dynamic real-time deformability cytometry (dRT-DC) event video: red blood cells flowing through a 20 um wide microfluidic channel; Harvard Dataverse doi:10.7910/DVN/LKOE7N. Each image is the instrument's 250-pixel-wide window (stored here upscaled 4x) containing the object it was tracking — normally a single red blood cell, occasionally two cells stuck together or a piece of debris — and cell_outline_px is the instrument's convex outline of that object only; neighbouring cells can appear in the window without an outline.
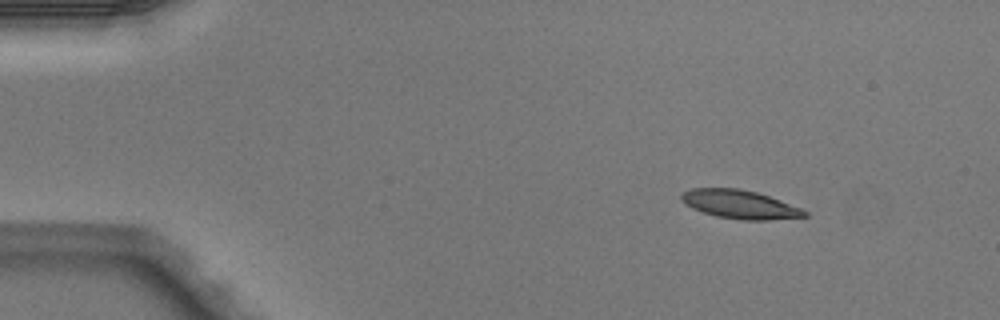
{"species": "Egyptian fruit bat (a non-hibernating species)", "species_latin": "Rousettus aegyptiacus", "temperature_condition": "warm", "stored_images_in_passage": 44, "camera_frame_rate_fps": 3000, "um_per_image_px": 0.085, "animal": {"sex": "male"}, "frame": {"image": 1, "passage_image": 1, "time_ms": 0.0, "image_size_px": [1000, 320], "cell_outline_px": [[808, 216], [768, 220], [744, 220], [716, 216], [692, 208], [680, 196], [684, 192], [692, 188], [740, 188], [756, 192], [768, 196], [800, 208], [808, 212]], "centroid_in_image_um": [62.91, 17.37], "position_along_channel_um": 22.1, "area_um2": 20.11}}
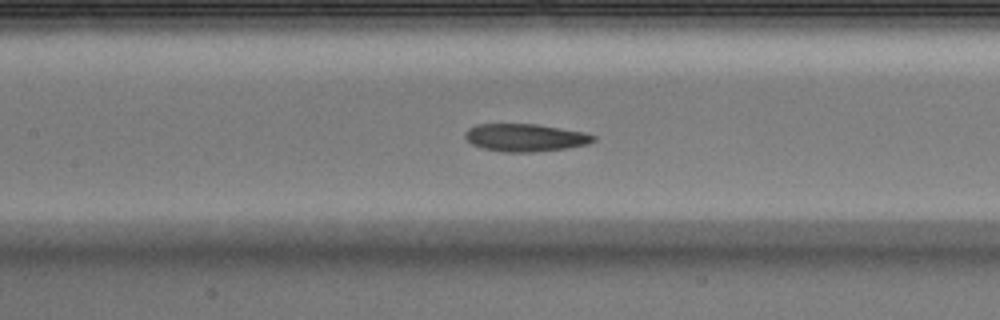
{"frame": {"image": 2, "passage_image": 18, "time_ms": 5.667, "image_size_px": [1000, 320], "cell_outline_px": [[596, 140], [588, 144], [568, 148], [532, 152], [504, 152], [484, 148], [472, 144], [464, 136], [464, 132], [468, 128], [476, 124], [536, 124], [584, 132], [596, 136]], "centroid_in_image_um": [44.65, 11.69], "position_along_channel_um": 162.7, "area_um2": 20.69}}
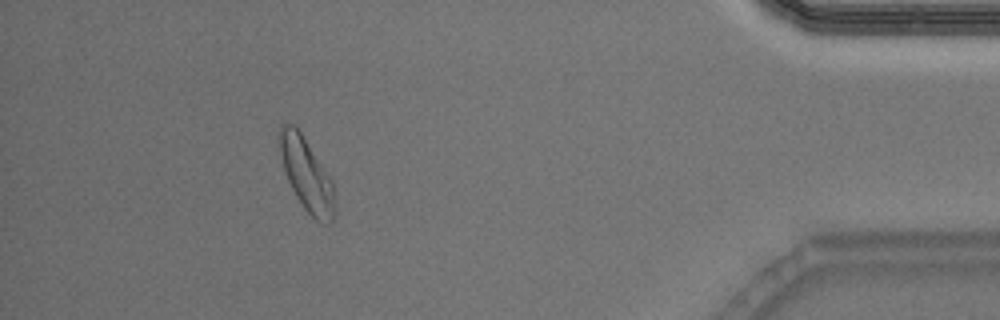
{"frame": {"image": 3, "passage_image": 40, "time_ms": 13.0, "image_size_px": [1000, 320], "cell_outline_px": [[336, 212], [332, 220], [328, 224], [324, 224], [316, 220], [304, 208], [296, 196], [288, 180], [284, 168], [276, 136], [280, 124], [292, 124], [300, 132], [332, 180]], "centroid_in_image_um": [26.04, 14.83], "position_along_channel_um": 409.2, "area_um2": 23.24}, "authors_computed_cell_mechanics": {"area_um2": 21.1259, "velocity_mm_per_s": 4.0495, "shape_relaxation_time_tau1_ms": null, "shape_relaxation_time_tau2_ms": 5.4523, "deformation_change_tau1": null, "deformation_change_tau2": 0.1324}}